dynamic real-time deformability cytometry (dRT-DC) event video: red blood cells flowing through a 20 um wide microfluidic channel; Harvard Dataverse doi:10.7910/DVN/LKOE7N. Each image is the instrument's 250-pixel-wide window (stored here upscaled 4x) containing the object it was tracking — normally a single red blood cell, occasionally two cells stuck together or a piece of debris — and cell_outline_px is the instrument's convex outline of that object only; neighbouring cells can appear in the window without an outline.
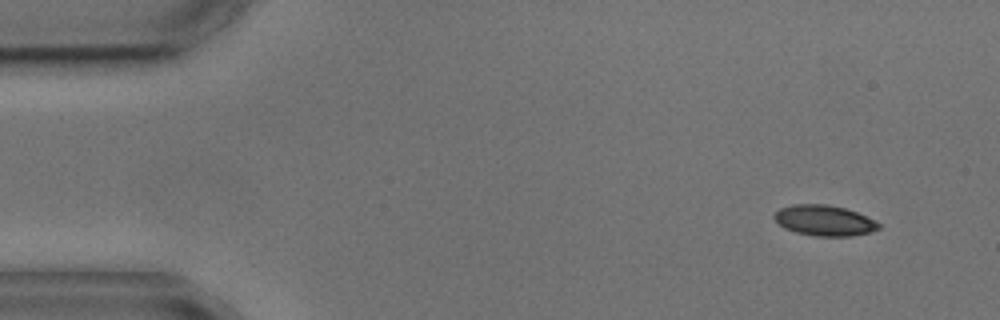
{"species": "common noctule bat (a hibernating species)", "species_latin": "Nyctalus noctula", "temperature_condition": "cold", "stored_images_in_passage": 4, "camera_frame_rate_fps": 3000, "um_per_image_px": 0.085, "animal": {"sex": "male", "body_mass_g": 17.9, "forearm_length_mm": 54.2}, "frame": {"image": 1, "passage_image": 1, "time_ms": 0.0, "image_size_px": [1000, 320], "cell_outline_px": [[880, 228], [868, 232], [852, 236], [816, 236], [796, 232], [784, 228], [772, 216], [780, 208], [792, 204], [824, 204], [844, 208], [856, 212], [880, 224]], "centroid_in_image_um": [70.02, 18.74], "position_along_channel_um": 15.0, "area_um2": 18.32}}
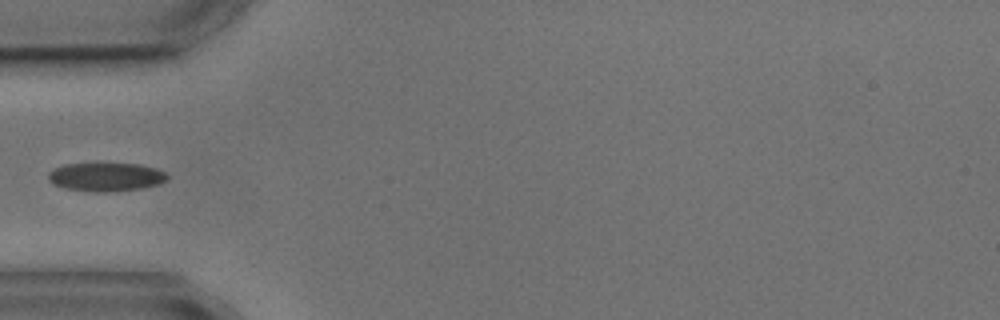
{"frame": {"image": 2, "passage_image": 4, "time_ms": 4.333, "image_size_px": [1000, 320], "cell_outline_px": [[168, 180], [156, 184], [140, 188], [112, 192], [92, 192], [64, 188], [52, 184], [48, 180], [48, 172], [56, 168], [68, 164], [100, 160], [140, 164], [156, 168], [164, 172], [168, 176]], "centroid_in_image_um": [8.98, 14.99], "position_along_channel_um": 76.0, "area_um2": 20.75}}